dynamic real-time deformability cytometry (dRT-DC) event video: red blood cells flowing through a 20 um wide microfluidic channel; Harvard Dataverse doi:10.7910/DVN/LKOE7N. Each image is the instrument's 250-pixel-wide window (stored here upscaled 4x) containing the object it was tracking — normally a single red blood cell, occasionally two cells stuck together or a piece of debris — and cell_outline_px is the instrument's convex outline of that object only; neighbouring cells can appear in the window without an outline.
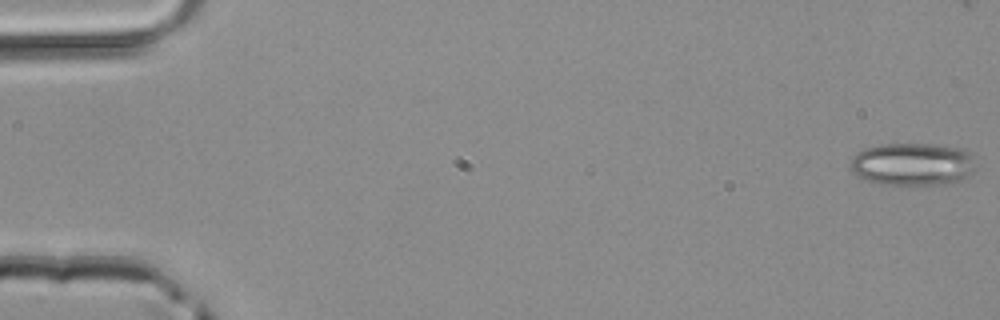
{"species": "common noctule bat (a hibernating species)", "species_latin": "Nyctalus noctula", "temperature_condition": "room temperature", "stored_images_in_passage": 47, "camera_frame_rate_fps": 3000, "um_per_image_px": 0.085, "animal": {"sex": "male", "body_mass_g": 20.4}, "frame": {"image": 1, "passage_image": 1, "time_ms": 0.0, "image_size_px": [1000, 320], "cell_outline_px": [[972, 172], [964, 180], [952, 184], [880, 184], [868, 180], [852, 172], [848, 164], [852, 156], [864, 148], [884, 144], [928, 144], [960, 148], [968, 152], [972, 156]], "centroid_in_image_um": [77.53, 13.96], "position_along_channel_um": 7.5, "area_um2": 31.1}}
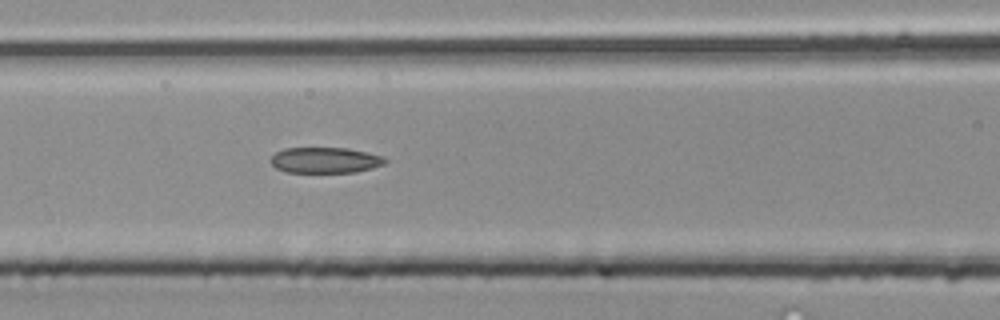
{"frame": {"image": 2, "passage_image": 21, "time_ms": 6.667, "image_size_px": [1000, 320], "cell_outline_px": [[388, 160], [384, 164], [372, 168], [356, 172], [288, 172], [276, 168], [268, 160], [276, 152], [284, 148], [348, 148], [380, 156]], "centroid_in_image_um": [27.6, 13.61], "position_along_channel_um": 139.0, "area_um2": 17.05}}
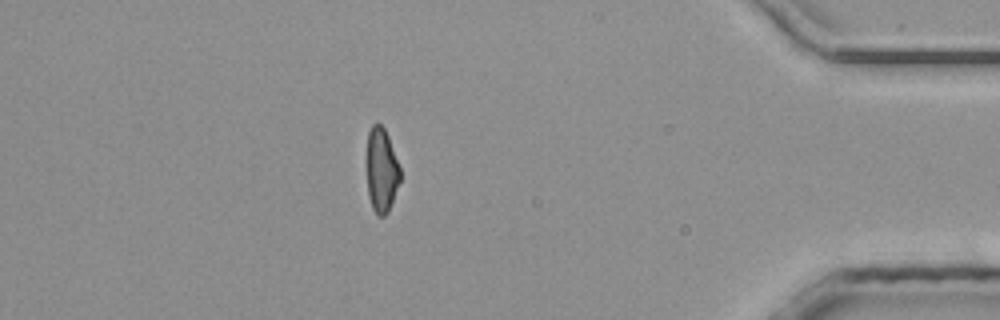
{"frame": {"image": 3, "passage_image": 42, "time_ms": 13.667, "image_size_px": [1000, 320], "cell_outline_px": [[400, 180], [388, 212], [384, 216], [376, 216], [372, 208], [368, 196], [368, 132], [372, 124], [376, 120], [384, 128], [388, 136], [400, 168]], "centroid_in_image_um": [32.43, 14.47], "position_along_channel_um": 402.8, "area_um2": 16.24}}